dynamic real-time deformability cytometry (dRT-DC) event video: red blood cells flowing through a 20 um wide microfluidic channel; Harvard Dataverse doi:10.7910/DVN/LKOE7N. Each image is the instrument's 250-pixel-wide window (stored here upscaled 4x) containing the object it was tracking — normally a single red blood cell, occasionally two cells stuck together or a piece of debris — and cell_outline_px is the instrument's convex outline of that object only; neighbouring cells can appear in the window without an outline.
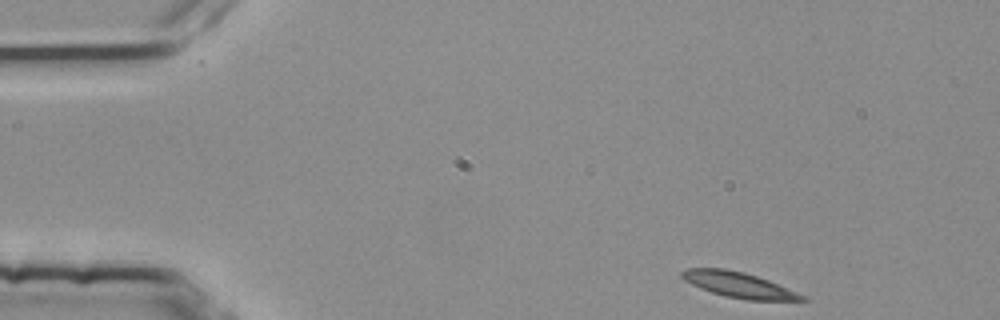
{"species": "common noctule bat (a hibernating species)", "species_latin": "Nyctalus noctula", "temperature_condition": "room temperature", "stored_images_in_passage": 19, "camera_frame_rate_fps": 3000, "um_per_image_px": 0.085, "animal": {"sex": "female", "body_mass_g": 25.1}, "frame": {"image": 1, "passage_image": 1, "time_ms": 0.0, "image_size_px": [1000, 320], "cell_outline_px": [[812, 300], [748, 300], [724, 296], [700, 288], [684, 280], [680, 276], [680, 272], [684, 268], [724, 268], [744, 272], [768, 280], [796, 292]], "centroid_in_image_um": [62.74, 24.2], "position_along_channel_um": 22.3, "area_um2": 17.69}}
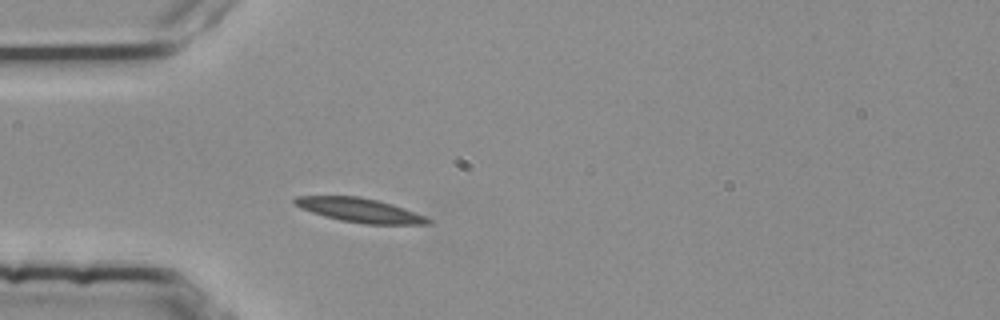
{"frame": {"image": 2, "passage_image": 10, "time_ms": 3.0, "image_size_px": [1000, 320], "cell_outline_px": [[432, 224], [364, 224], [340, 220], [324, 216], [300, 208], [292, 204], [292, 200], [296, 196], [360, 196], [392, 204], [404, 208], [424, 216], [432, 220]], "centroid_in_image_um": [30.54, 17.86], "position_along_channel_um": 54.5, "area_um2": 18.73}}
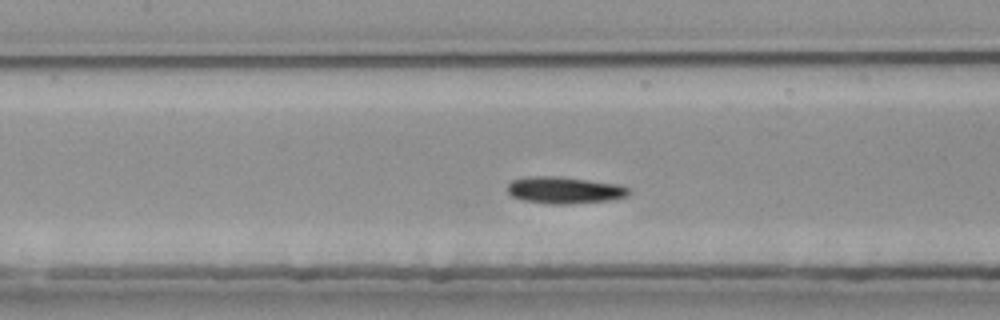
{"frame": {"image": 3, "passage_image": 19, "time_ms": 6.0, "image_size_px": [1000, 320], "cell_outline_px": [[632, 192], [628, 196], [612, 200], [568, 204], [552, 204], [520, 200], [512, 196], [508, 192], [508, 184], [512, 180], [524, 176], [560, 176], [620, 184], [632, 188]], "centroid_in_image_um": [48.03, 16.15], "position_along_channel_um": 159.4, "area_um2": 19.42}}